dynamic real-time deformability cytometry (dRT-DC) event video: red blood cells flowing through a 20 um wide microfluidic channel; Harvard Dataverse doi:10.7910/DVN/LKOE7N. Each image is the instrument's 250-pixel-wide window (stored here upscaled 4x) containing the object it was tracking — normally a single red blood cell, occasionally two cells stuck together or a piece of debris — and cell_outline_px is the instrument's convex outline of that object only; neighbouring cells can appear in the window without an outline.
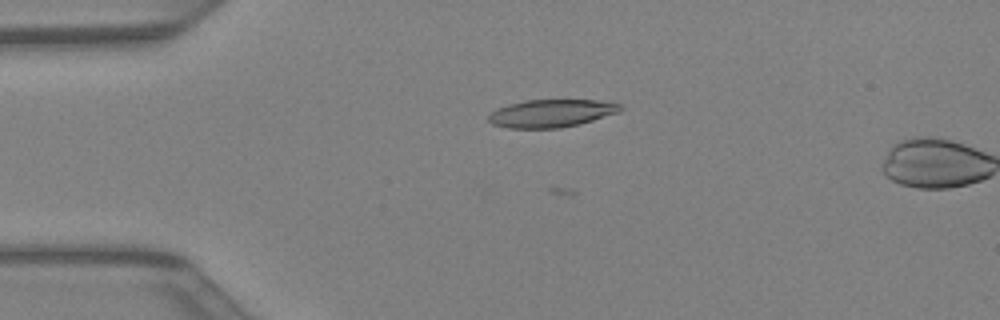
{"species": "Egyptian fruit bat (a non-hibernating species)", "species_latin": "Rousettus aegyptiacus", "temperature_condition": "warm", "stored_images_in_passage": 4, "camera_frame_rate_fps": 3000, "um_per_image_px": 0.085, "animal": {"sex": "female"}, "frame": {"image": 1, "passage_image": 2, "time_ms": 0.333, "image_size_px": [1000, 320], "cell_outline_px": [[624, 108], [620, 112], [580, 124], [560, 128], [508, 128], [492, 124], [488, 120], [488, 116], [496, 108], [508, 104], [524, 100], [596, 100], [620, 104]], "centroid_in_image_um": [46.86, 9.63], "position_along_channel_um": 38.1, "area_um2": 21.44}}